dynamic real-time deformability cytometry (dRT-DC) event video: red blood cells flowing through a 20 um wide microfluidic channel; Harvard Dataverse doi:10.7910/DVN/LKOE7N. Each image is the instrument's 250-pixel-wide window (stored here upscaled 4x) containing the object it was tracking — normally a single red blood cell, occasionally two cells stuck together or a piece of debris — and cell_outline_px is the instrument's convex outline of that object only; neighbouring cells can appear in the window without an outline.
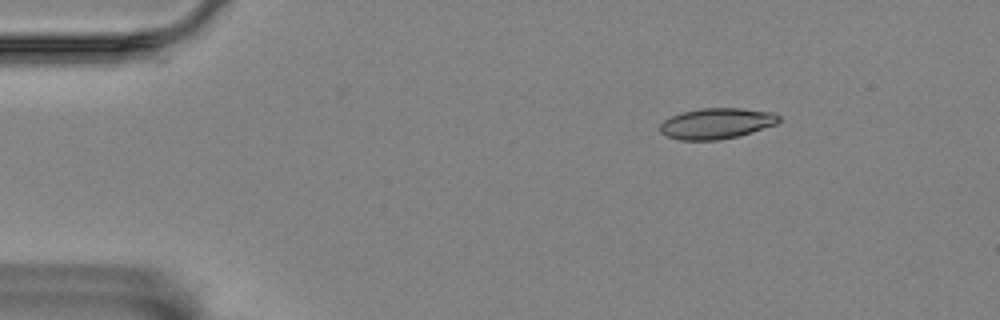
{"species": "Egyptian fruit bat (a non-hibernating species)", "species_latin": "Rousettus aegyptiacus", "temperature_condition": "room temperature", "stored_images_in_passage": 5, "camera_frame_rate_fps": 3000, "um_per_image_px": 0.085, "animal": {"sex": "female"}, "frame": {"image": 1, "passage_image": 2, "time_ms": 0.333, "image_size_px": [1000, 320], "cell_outline_px": [[780, 120], [776, 124], [752, 132], [720, 140], [680, 140], [668, 136], [660, 132], [660, 124], [664, 120], [672, 116], [684, 112], [700, 108], [740, 108], [772, 112], [780, 116]], "centroid_in_image_um": [60.91, 10.49], "position_along_channel_um": 24.1, "area_um2": 21.15}}
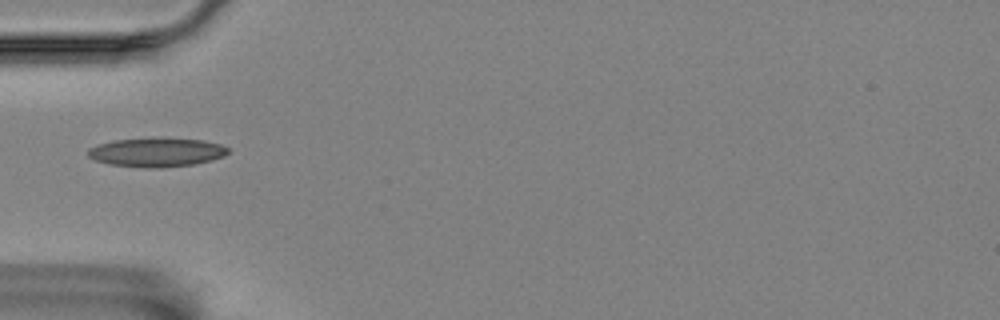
{"frame": {"image": 2, "passage_image": 5, "time_ms": 1.333, "image_size_px": [1000, 320], "cell_outline_px": [[228, 152], [224, 156], [192, 164], [160, 168], [156, 168], [112, 164], [96, 160], [88, 156], [88, 148], [112, 140], [152, 136], [164, 136], [204, 140], [220, 144], [228, 148]], "centroid_in_image_um": [13.31, 12.89], "position_along_channel_um": 71.7, "area_um2": 23.93}}